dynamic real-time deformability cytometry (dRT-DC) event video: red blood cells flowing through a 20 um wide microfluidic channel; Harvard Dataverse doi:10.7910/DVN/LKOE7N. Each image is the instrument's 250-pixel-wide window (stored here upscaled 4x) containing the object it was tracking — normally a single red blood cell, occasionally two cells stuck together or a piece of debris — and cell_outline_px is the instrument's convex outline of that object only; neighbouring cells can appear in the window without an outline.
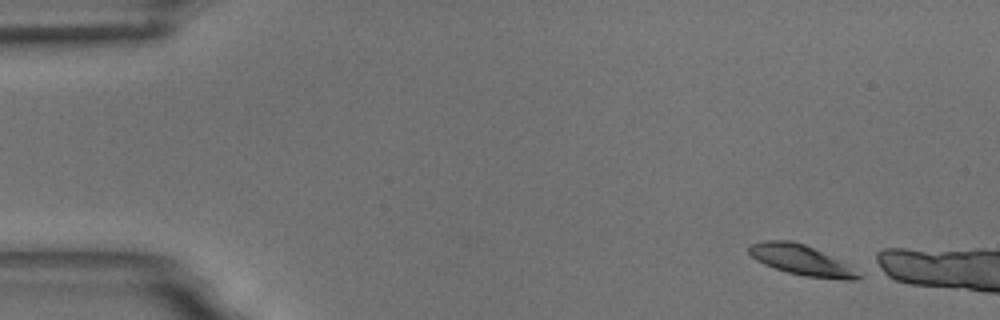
{"species": "common noctule bat (a hibernating species)", "species_latin": "Nyctalus noctula", "temperature_condition": "room temperature", "stored_images_in_passage": 6, "camera_frame_rate_fps": 3000, "um_per_image_px": 0.085, "animal": {"sex": "male", "body_mass_g": 18.8}, "frame": {"image": 1, "passage_image": 1, "time_ms": 0.0, "image_size_px": [1000, 320], "cell_outline_px": [[864, 276], [856, 280], [840, 280], [804, 276], [788, 272], [764, 264], [756, 260], [748, 252], [748, 248], [752, 244], [764, 240], [792, 240], [804, 244], [848, 264]], "centroid_in_image_um": [68.14, 22.12], "position_along_channel_um": 16.9, "area_um2": 19.25}}